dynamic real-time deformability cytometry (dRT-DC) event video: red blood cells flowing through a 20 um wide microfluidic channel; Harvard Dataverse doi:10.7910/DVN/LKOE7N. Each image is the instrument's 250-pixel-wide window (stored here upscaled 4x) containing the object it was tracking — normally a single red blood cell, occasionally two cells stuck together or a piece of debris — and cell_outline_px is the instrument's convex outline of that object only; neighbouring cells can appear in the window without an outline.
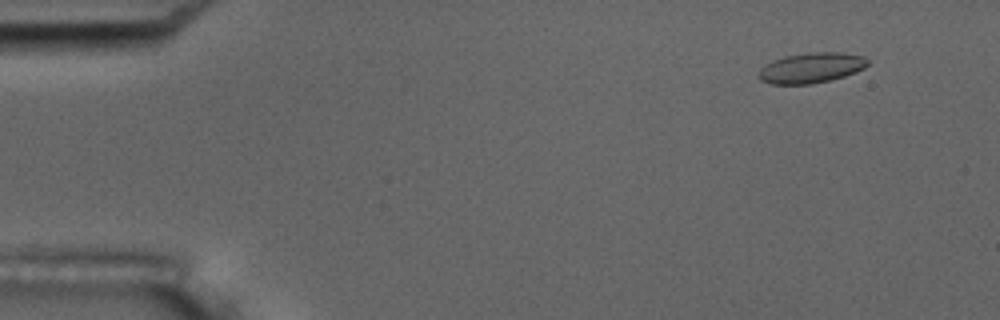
{"species": "common noctule bat (a hibernating species)", "species_latin": "Nyctalus noctula", "temperature_condition": "room temperature", "stored_images_in_passage": 5, "camera_frame_rate_fps": 3000, "um_per_image_px": 0.085, "animal": {"sex": "male", "body_mass_g": 17.5, "forearm_length_mm": 52.3}, "frame": {"image": 1, "passage_image": 1, "time_ms": 0.0, "image_size_px": [1000, 320], "cell_outline_px": [[868, 64], [864, 68], [844, 76], [812, 84], [772, 84], [760, 80], [756, 76], [760, 68], [764, 64], [772, 60], [784, 56], [808, 52], [844, 52], [864, 56], [868, 60]], "centroid_in_image_um": [68.91, 5.75], "position_along_channel_um": 16.1, "area_um2": 19.48}}
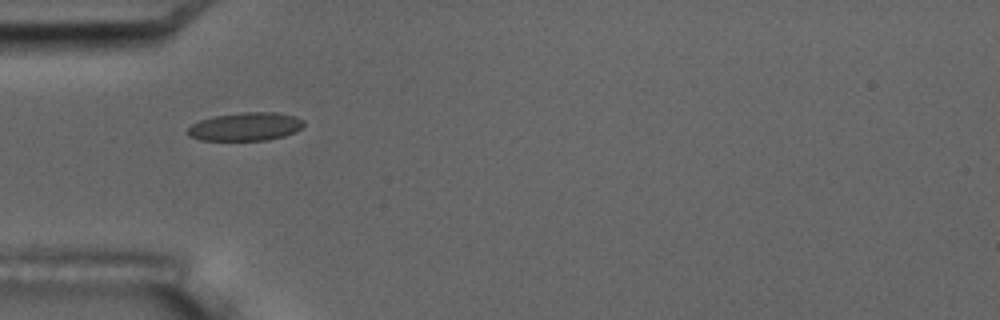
{"frame": {"image": 2, "passage_image": 4, "time_ms": 4.333, "image_size_px": [1000, 320], "cell_outline_px": [[304, 124], [296, 132], [284, 136], [268, 140], [200, 140], [188, 136], [184, 132], [192, 124], [200, 120], [216, 116], [244, 112], [276, 112], [296, 116], [304, 120]], "centroid_in_image_um": [20.86, 10.77], "position_along_channel_um": 64.1, "area_um2": 19.25}}